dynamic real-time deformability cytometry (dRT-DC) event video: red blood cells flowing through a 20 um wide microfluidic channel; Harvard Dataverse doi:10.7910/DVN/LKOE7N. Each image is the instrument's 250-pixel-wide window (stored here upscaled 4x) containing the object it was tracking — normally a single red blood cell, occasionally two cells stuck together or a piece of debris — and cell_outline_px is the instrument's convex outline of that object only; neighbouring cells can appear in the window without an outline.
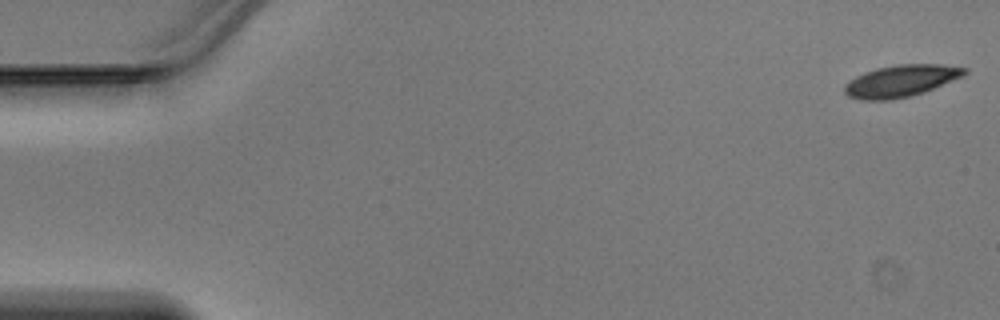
{"species": "Egyptian fruit bat (a non-hibernating species)", "species_latin": "Rousettus aegyptiacus", "temperature_condition": "warm", "stored_images_in_passage": 47, "camera_frame_rate_fps": 3000, "um_per_image_px": 0.085, "animal": {"sex": "male"}, "frame": {"image": 1, "passage_image": 1, "time_ms": 0.0, "image_size_px": [1000, 320], "cell_outline_px": [[968, 72], [960, 76], [924, 92], [892, 100], [860, 100], [848, 96], [844, 92], [844, 88], [856, 76], [880, 68], [896, 64], [940, 64], [968, 68]], "centroid_in_image_um": [76.58, 6.88], "position_along_channel_um": 8.4, "area_um2": 21.73}}
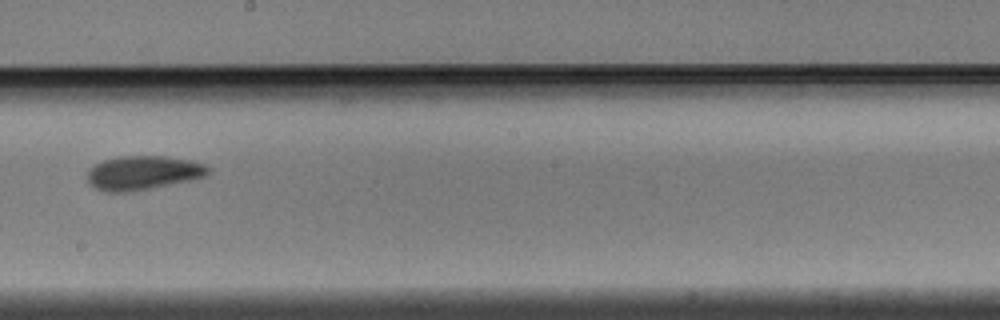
{"frame": {"image": 2, "passage_image": 27, "time_ms": 8.667, "image_size_px": [1000, 320], "cell_outline_px": [[212, 172], [208, 176], [192, 180], [132, 192], [104, 192], [88, 184], [88, 168], [104, 160], [120, 156], [164, 156], [192, 160], [204, 164], [212, 168]], "centroid_in_image_um": [12.21, 14.69], "position_along_channel_um": 236.0, "area_um2": 24.39}}
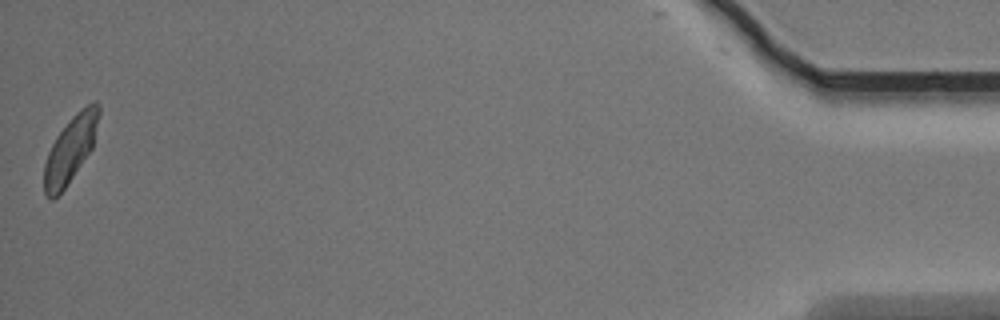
{"frame": {"image": 3, "passage_image": 47, "time_ms": 15.333, "image_size_px": [1000, 320], "cell_outline_px": [[100, 112], [92, 148], [64, 188], [52, 200], [48, 200], [44, 192], [44, 164], [48, 152], [56, 136], [72, 116], [76, 112], [92, 100], [96, 100], [100, 104]], "centroid_in_image_um": [5.98, 12.64], "position_along_channel_um": 429.2, "area_um2": 20.92}}